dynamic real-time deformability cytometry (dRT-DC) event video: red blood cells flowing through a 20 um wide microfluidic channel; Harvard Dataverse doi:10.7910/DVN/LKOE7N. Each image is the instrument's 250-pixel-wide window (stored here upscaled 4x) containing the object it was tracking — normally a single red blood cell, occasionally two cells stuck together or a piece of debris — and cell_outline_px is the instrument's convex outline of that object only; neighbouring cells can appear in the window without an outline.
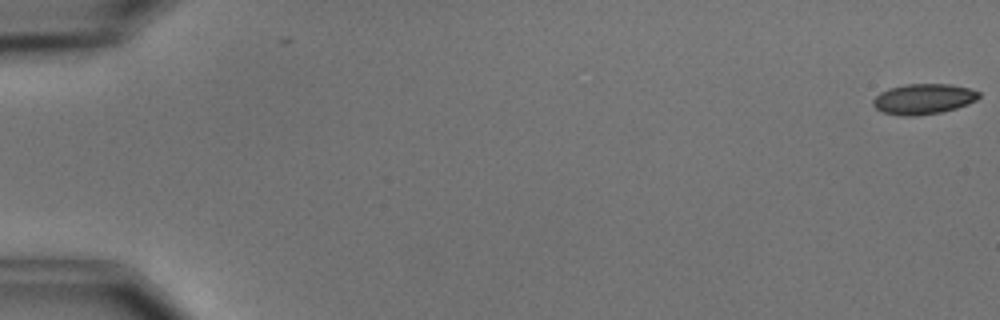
{"species": "common noctule bat (a hibernating species)", "species_latin": "Nyctalus noctula", "temperature_condition": "cold", "stored_images_in_passage": 7, "camera_frame_rate_fps": 3000, "um_per_image_px": 0.085, "animal": {"sex": "male", "body_mass_g": 15.6}, "frame": {"image": 1, "passage_image": 1, "time_ms": 0.0, "image_size_px": [1000, 320], "cell_outline_px": [[980, 96], [976, 100], [968, 104], [956, 108], [940, 112], [916, 116], [904, 116], [880, 112], [872, 104], [872, 100], [880, 92], [888, 88], [904, 84], [948, 84], [968, 88], [980, 92]], "centroid_in_image_um": [78.46, 8.41], "position_along_channel_um": 6.5, "area_um2": 18.84}}
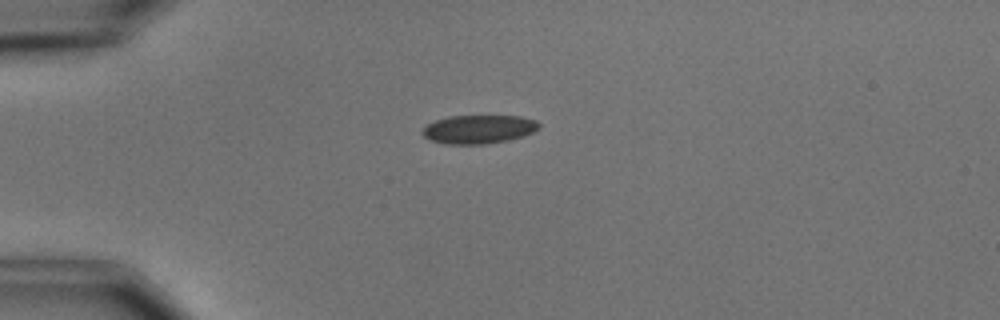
{"frame": {"image": 2, "passage_image": 5, "time_ms": 4.667, "image_size_px": [1000, 320], "cell_outline_px": [[540, 128], [532, 132], [508, 140], [484, 144], [444, 144], [432, 140], [424, 136], [424, 128], [428, 124], [436, 120], [448, 116], [520, 116], [536, 120], [540, 124]], "centroid_in_image_um": [40.71, 10.98], "position_along_channel_um": 44.3, "area_um2": 19.19}}